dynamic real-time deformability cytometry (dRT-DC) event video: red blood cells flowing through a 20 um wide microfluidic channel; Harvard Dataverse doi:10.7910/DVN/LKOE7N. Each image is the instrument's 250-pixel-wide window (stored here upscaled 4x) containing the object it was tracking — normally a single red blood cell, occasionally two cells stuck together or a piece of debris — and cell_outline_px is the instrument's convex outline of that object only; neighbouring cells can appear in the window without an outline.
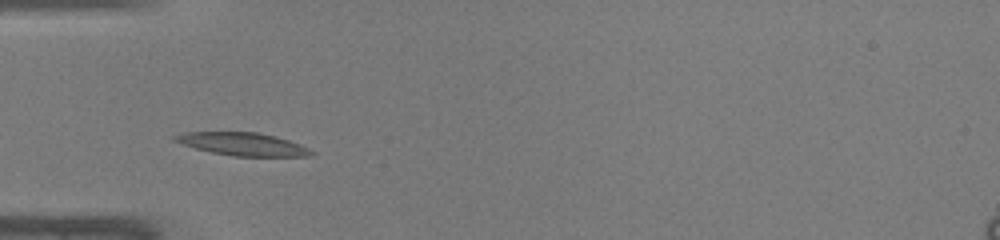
{"species": "common noctule bat (a hibernating species)", "species_latin": "Nyctalus noctula", "temperature_condition": "warm", "stored_images_in_passage": 36, "camera_frame_rate_fps": 3000, "um_per_image_px": 0.085, "animal": {"sex": "male", "body_mass_g": 19.0, "forearm_length_mm": 50.8}, "frame": {"image": 1, "passage_image": 3, "time_ms": 0.667, "image_size_px": [1000, 240], "cell_outline_px": [[316, 152], [312, 156], [232, 156], [212, 152], [180, 144], [172, 140], [172, 136], [184, 132], [256, 132], [276, 136], [300, 144]], "centroid_in_image_um": [20.62, 12.24], "position_along_channel_um": 64.4, "area_um2": 18.26}}
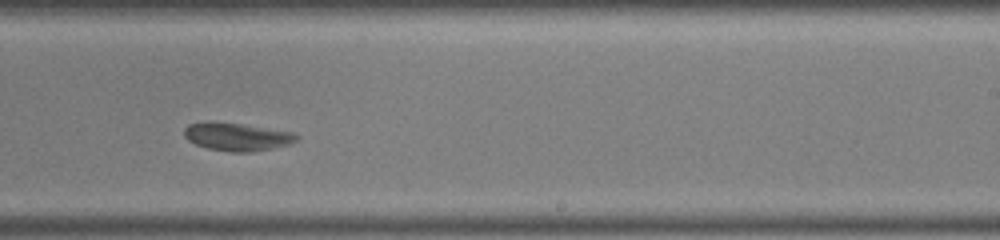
{"frame": {"image": 2, "passage_image": 18, "time_ms": 5.667, "image_size_px": [1000, 240], "cell_outline_px": [[300, 136], [296, 140], [288, 144], [272, 148], [252, 152], [228, 152], [208, 148], [196, 144], [188, 140], [184, 136], [184, 128], [188, 124], [208, 120], [212, 120], [240, 124], [292, 132]], "centroid_in_image_um": [20.08, 11.61], "position_along_channel_um": 268.9, "area_um2": 18.38}}
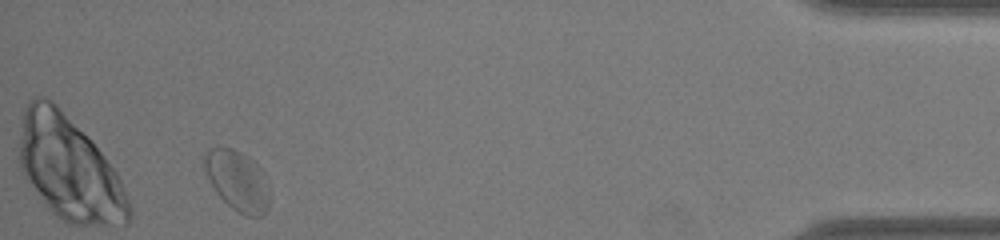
{"frame": {"image": 3, "passage_image": 33, "time_ms": 10.667, "image_size_px": [1000, 240], "cell_outline_px": [[268, 208], [260, 216], [248, 216], [232, 208], [216, 192], [204, 168], [204, 152], [208, 148], [232, 148], [248, 156], [256, 164], [268, 196]], "centroid_in_image_um": [20.11, 15.34], "position_along_channel_um": 415.1, "area_um2": 21.79}, "authors_computed_cell_mechanics": {"area_um2": 19.0451, "velocity_mm_per_s": 4.1325, "shape_relaxation_time_tau1_ms": 7.1323, "shape_relaxation_time_tau2_ms": 1.3799, "deformation_change_tau1": 0.1907, "deformation_change_tau2": 0.0574}}